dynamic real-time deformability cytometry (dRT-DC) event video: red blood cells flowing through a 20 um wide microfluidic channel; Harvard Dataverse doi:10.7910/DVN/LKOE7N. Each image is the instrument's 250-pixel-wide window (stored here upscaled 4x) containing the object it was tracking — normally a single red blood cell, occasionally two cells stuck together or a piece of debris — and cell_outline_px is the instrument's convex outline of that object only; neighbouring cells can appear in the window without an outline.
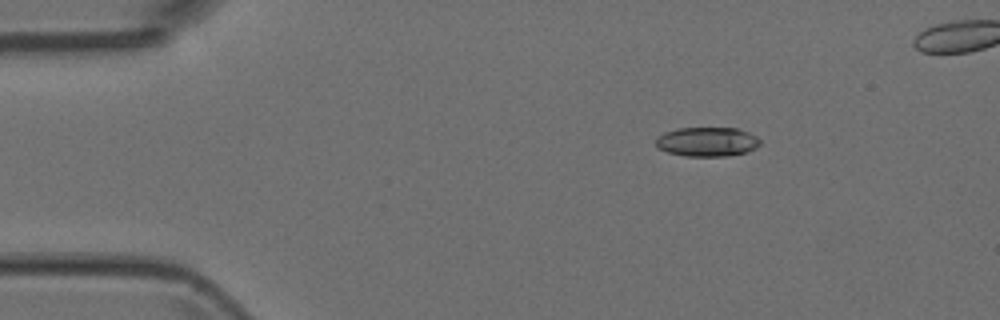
{"species": "Egyptian fruit bat (a non-hibernating species)", "species_latin": "Rousettus aegyptiacus", "temperature_condition": "room temperature", "stored_images_in_passage": 6, "camera_frame_rate_fps": 3000, "um_per_image_px": 0.085, "animal": {"sex": "female"}, "frame": {"image": 1, "passage_image": 3, "time_ms": 0.667, "image_size_px": [1000, 320], "cell_outline_px": [[760, 144], [756, 148], [744, 152], [728, 156], [684, 156], [668, 152], [656, 148], [656, 136], [664, 132], [676, 128], [736, 128], [748, 132], [756, 136], [760, 140]], "centroid_in_image_um": [60.07, 12.05], "position_along_channel_um": 24.9, "area_um2": 17.92}}